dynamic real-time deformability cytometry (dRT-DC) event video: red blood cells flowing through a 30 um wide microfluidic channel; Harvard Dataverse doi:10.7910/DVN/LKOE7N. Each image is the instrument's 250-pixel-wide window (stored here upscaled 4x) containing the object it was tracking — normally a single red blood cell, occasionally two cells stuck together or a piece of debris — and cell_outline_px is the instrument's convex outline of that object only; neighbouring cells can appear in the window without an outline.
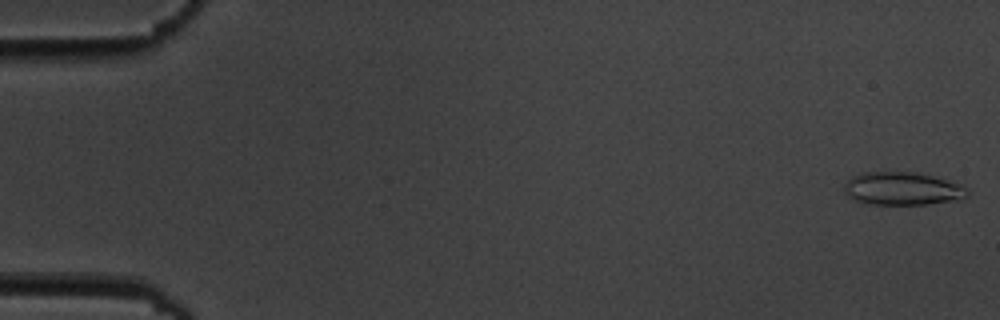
{"species": "common noctule bat (a hibernating species)", "species_latin": "Nyctalus noctula", "temperature_condition": "cold", "stored_images_in_passage": 6, "camera_frame_rate_fps": 3000, "um_per_image_px": 0.085, "animal": {"sex": "male", "body_mass_g": 19.5, "forearm_length_mm": 54.6}, "frame": {"image": 1, "passage_image": 1, "time_ms": 0.0, "image_size_px": [1000, 320], "cell_outline_px": [[968, 196], [960, 200], [928, 204], [868, 204], [856, 200], [848, 196], [844, 192], [844, 184], [852, 176], [860, 172], [916, 172], [964, 184], [968, 188]], "centroid_in_image_um": [76.75, 16.03], "position_along_channel_um": 8.3, "area_um2": 23.99}}